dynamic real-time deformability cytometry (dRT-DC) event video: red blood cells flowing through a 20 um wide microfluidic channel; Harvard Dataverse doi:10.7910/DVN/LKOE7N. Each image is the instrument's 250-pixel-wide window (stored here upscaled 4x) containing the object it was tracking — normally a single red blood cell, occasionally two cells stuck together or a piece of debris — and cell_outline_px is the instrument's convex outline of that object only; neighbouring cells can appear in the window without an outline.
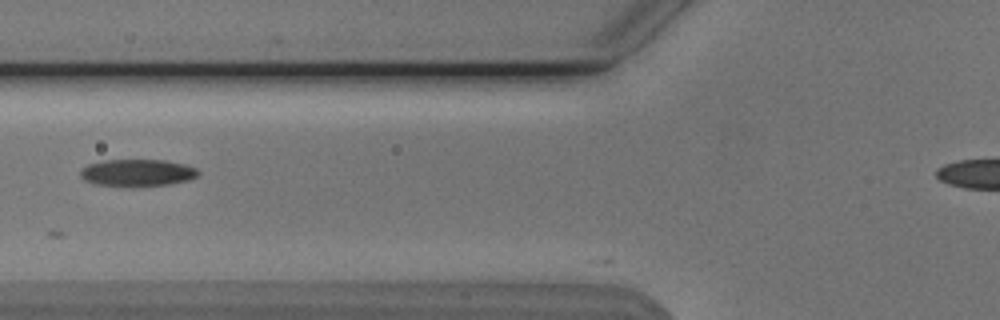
{"species": "Egyptian fruit bat (a non-hibernating species)", "species_latin": "Rousettus aegyptiacus", "temperature_condition": "cold", "stored_images_in_passage": 17, "camera_frame_rate_fps": 3000, "um_per_image_px": 0.085, "animal": {"sex": "male"}, "frame": {"image": 1, "passage_image": 2, "time_ms": 0.333, "image_size_px": [1000, 320], "cell_outline_px": [[200, 172], [196, 176], [188, 180], [172, 184], [96, 184], [84, 180], [80, 176], [80, 168], [88, 164], [104, 160], [164, 160], [184, 164], [196, 168]], "centroid_in_image_um": [11.67, 14.64], "position_along_channel_um": 114.1, "area_um2": 17.92}}
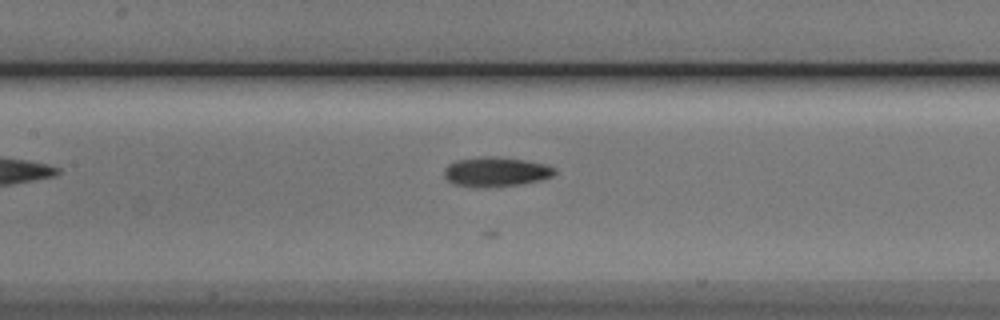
{"frame": {"image": 2, "passage_image": 6, "time_ms": 1.667, "image_size_px": [1000, 320], "cell_outline_px": [[556, 172], [552, 176], [540, 180], [520, 184], [476, 188], [456, 184], [448, 180], [444, 176], [444, 168], [448, 164], [456, 160], [480, 156], [492, 156], [524, 160], [544, 164], [556, 168]], "centroid_in_image_um": [42.12, 14.6], "position_along_channel_um": 165.3, "area_um2": 19.02}}
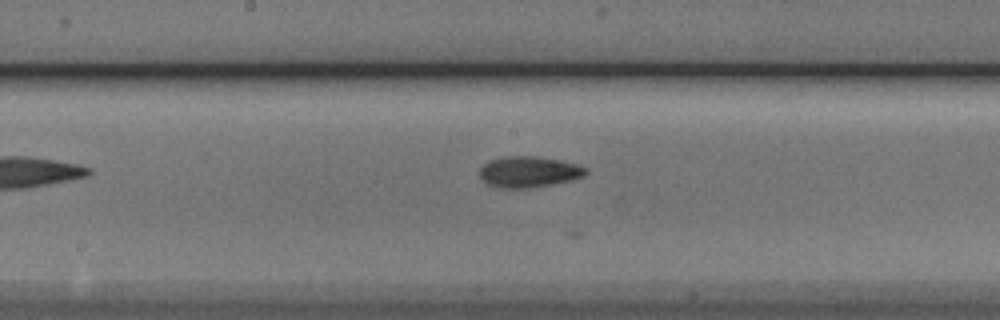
{"frame": {"image": 3, "passage_image": 9, "time_ms": 2.667, "image_size_px": [1000, 320], "cell_outline_px": [[588, 172], [584, 176], [552, 184], [528, 188], [496, 188], [480, 180], [480, 168], [488, 160], [508, 156], [540, 156], [560, 160], [576, 164], [588, 168]], "centroid_in_image_um": [44.92, 14.6], "position_along_channel_um": 203.3, "area_um2": 19.31}}